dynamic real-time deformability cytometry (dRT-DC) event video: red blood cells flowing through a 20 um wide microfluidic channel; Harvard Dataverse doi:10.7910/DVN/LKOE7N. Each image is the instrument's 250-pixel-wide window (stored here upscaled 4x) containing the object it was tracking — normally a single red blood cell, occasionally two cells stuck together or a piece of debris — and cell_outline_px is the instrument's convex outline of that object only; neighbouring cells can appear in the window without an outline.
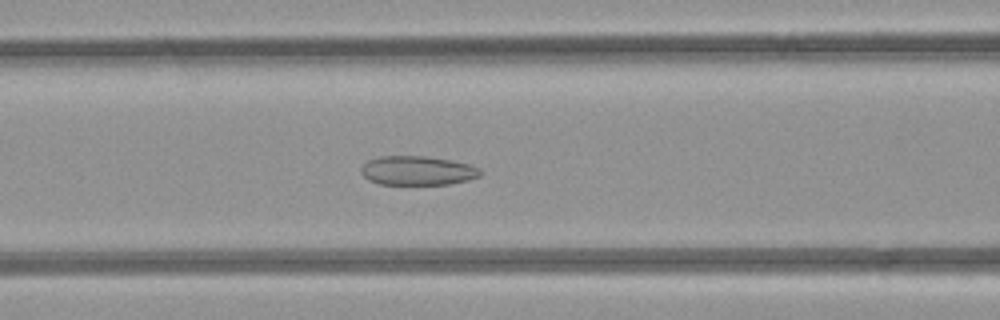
{"species": "common noctule bat (a hibernating species)", "species_latin": "Nyctalus noctula", "temperature_condition": "room temperature", "stored_images_in_passage": 34, "camera_frame_rate_fps": 3000, "um_per_image_px": 0.085, "animal": {"sex": "female", "body_mass_g": 21.9}, "frame": {"image": 1, "passage_image": 11, "time_ms": 3.333, "image_size_px": [1000, 320], "cell_outline_px": [[484, 172], [480, 176], [468, 180], [448, 184], [380, 184], [368, 180], [360, 172], [360, 168], [368, 160], [380, 156], [424, 156], [452, 160], [472, 164], [480, 168]], "centroid_in_image_um": [35.52, 14.49], "position_along_channel_um": 131.1, "area_um2": 20.46}}
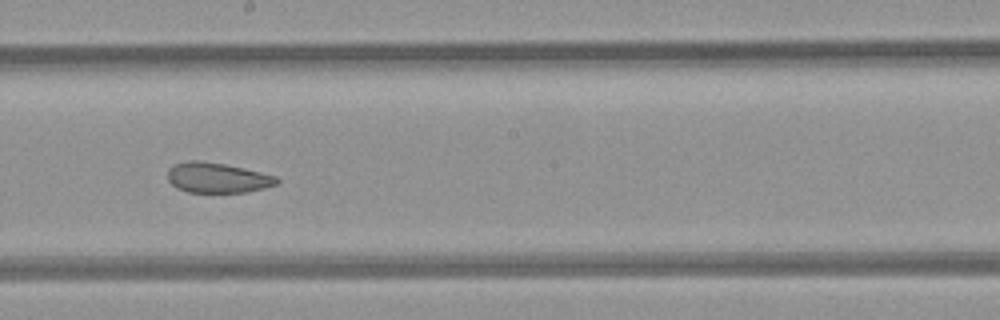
{"frame": {"image": 2, "passage_image": 18, "time_ms": 5.667, "image_size_px": [1000, 320], "cell_outline_px": [[280, 180], [276, 184], [264, 188], [248, 192], [188, 192], [176, 188], [168, 180], [168, 168], [176, 164], [188, 160], [196, 160], [224, 164], [244, 168], [276, 176]], "centroid_in_image_um": [18.47, 15.11], "position_along_channel_um": 229.7, "area_um2": 19.13}}
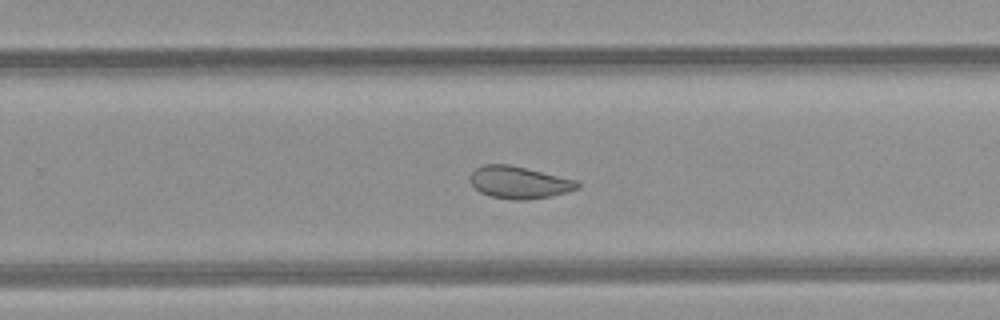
{"frame": {"image": 3, "passage_image": 22, "time_ms": 7.0, "image_size_px": [1000, 320], "cell_outline_px": [[580, 188], [568, 192], [552, 196], [528, 200], [512, 200], [492, 196], [480, 192], [472, 184], [472, 172], [476, 168], [484, 164], [508, 164], [576, 180], [580, 184]], "centroid_in_image_um": [44.16, 15.52], "position_along_channel_um": 285.6, "area_um2": 19.94}, "authors_computed_cell_mechanics": {"area_um2": 21.097, "velocity_mm_per_s": 4.223, "shape_relaxation_time_tau1_ms": null, "shape_relaxation_time_tau2_ms": 2.0747, "deformation_change_tau1": null, "deformation_change_tau2": 0.0742}}